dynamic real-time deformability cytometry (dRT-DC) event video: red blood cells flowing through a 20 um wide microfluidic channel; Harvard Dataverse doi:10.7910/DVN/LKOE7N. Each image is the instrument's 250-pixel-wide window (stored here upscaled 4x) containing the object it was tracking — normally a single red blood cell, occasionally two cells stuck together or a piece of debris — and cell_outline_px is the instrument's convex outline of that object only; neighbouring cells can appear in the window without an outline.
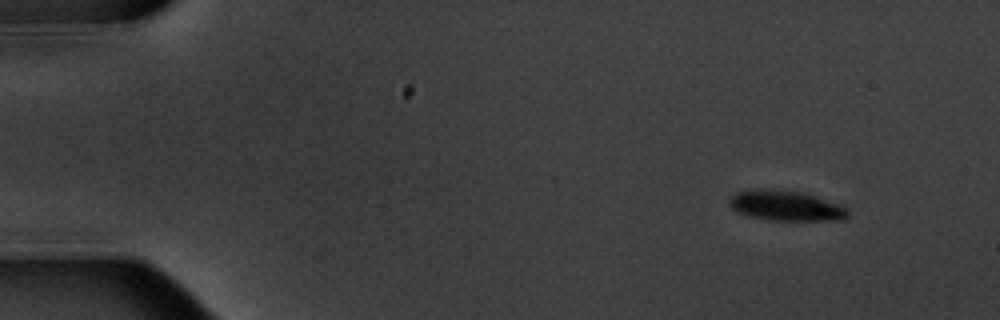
{"species": "common noctule bat (a hibernating species)", "species_latin": "Nyctalus noctula", "temperature_condition": "warm", "stored_images_in_passage": 9, "camera_frame_rate_fps": 3000, "um_per_image_px": 0.085, "animal": {"sex": "male", "body_mass_g": 20.1, "forearm_length_mm": 53.5}, "frame": {"image": 1, "passage_image": 1, "time_ms": 0.0, "image_size_px": [1000, 320], "cell_outline_px": [[848, 216], [844, 220], [768, 220], [748, 216], [736, 212], [728, 204], [728, 200], [736, 192], [756, 188], [776, 188], [804, 192], [840, 204], [848, 208]], "centroid_in_image_um": [66.78, 17.46], "position_along_channel_um": 18.2, "area_um2": 21.39}}